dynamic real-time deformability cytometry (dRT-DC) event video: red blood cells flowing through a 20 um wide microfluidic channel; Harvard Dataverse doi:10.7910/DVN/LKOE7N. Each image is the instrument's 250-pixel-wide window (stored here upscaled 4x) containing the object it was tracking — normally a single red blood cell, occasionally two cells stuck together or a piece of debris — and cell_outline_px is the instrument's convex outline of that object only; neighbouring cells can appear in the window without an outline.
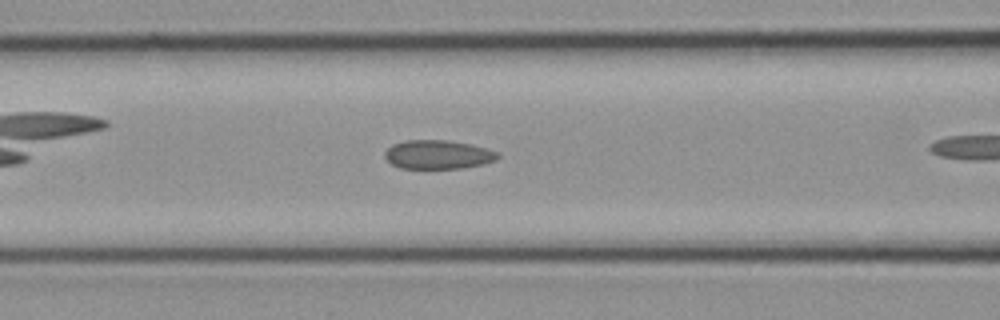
{"species": "common noctule bat (a hibernating species)", "species_latin": "Nyctalus noctula", "temperature_condition": "cold", "stored_images_in_passage": 7, "camera_frame_rate_fps": 3000, "um_per_image_px": 0.085, "animal": {"sex": "female", "body_mass_g": 21.9}, "frame": {"image": 1, "passage_image": 4, "time_ms": 1.0, "image_size_px": [1000, 320], "cell_outline_px": [[500, 156], [496, 160], [484, 164], [460, 168], [400, 168], [392, 164], [384, 156], [384, 152], [392, 144], [404, 140], [448, 140], [472, 144], [488, 148], [500, 152]], "centroid_in_image_um": [37.26, 13.12], "position_along_channel_um": 129.3, "area_um2": 19.19}}
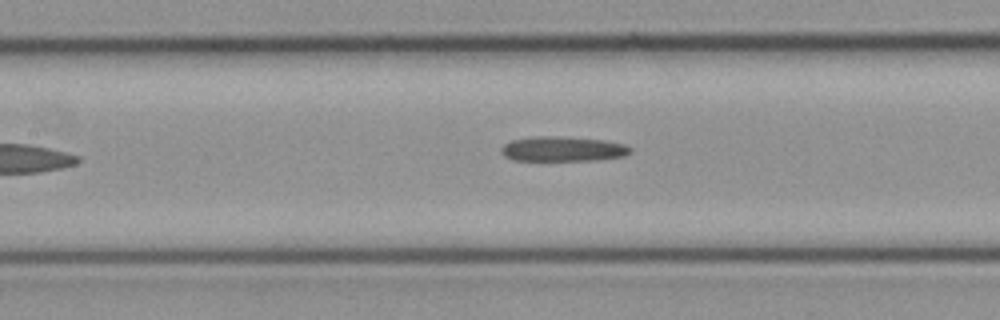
{"frame": {"image": 2, "passage_image": 7, "time_ms": 2.0, "image_size_px": [1000, 320], "cell_outline_px": [[632, 152], [624, 156], [596, 160], [512, 160], [504, 156], [500, 152], [500, 148], [504, 144], [512, 140], [536, 136], [548, 136], [604, 140], [624, 144], [632, 148]], "centroid_in_image_um": [47.82, 12.67], "position_along_channel_um": 159.6, "area_um2": 18.61}}